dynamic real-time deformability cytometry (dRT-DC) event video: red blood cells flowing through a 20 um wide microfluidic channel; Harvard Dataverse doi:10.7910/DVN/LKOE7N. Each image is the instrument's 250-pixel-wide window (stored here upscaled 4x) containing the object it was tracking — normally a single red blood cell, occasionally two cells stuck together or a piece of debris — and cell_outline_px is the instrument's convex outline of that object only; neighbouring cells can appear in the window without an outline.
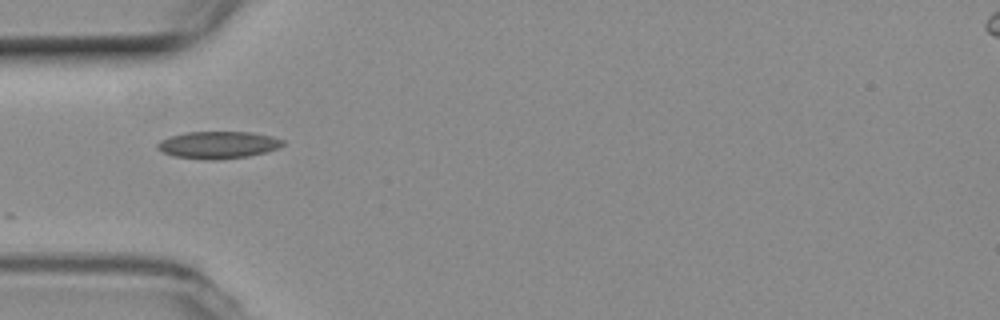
{"species": "common noctule bat (a hibernating species)", "species_latin": "Nyctalus noctula", "temperature_condition": "room temperature", "stored_images_in_passage": 3, "camera_frame_rate_fps": 3000, "um_per_image_px": 0.085, "animal": {"sex": "female", "body_mass_g": 19.3, "forearm_length_mm": 54.1}, "frame": {"image": 1, "passage_image": 1, "time_ms": 0.0, "image_size_px": [1000, 320], "cell_outline_px": [[284, 144], [276, 148], [264, 152], [248, 156], [216, 160], [204, 160], [172, 156], [156, 148], [156, 144], [160, 140], [168, 136], [184, 132], [252, 132], [272, 136], [284, 140]], "centroid_in_image_um": [18.48, 12.31], "position_along_channel_um": 66.5, "area_um2": 20.0}}